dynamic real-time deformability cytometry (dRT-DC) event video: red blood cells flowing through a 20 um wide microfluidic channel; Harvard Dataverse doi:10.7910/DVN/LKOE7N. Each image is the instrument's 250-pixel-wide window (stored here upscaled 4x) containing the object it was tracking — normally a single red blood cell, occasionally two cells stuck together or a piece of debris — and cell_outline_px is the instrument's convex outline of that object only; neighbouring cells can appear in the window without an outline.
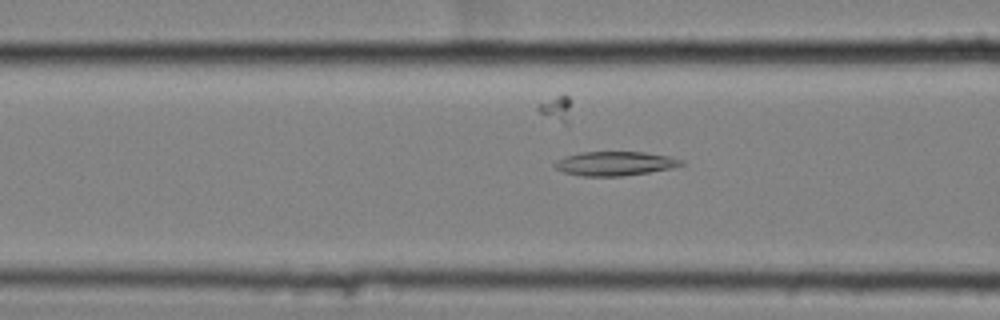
{"species": "common noctule bat (a hibernating species)", "species_latin": "Nyctalus noctula", "temperature_condition": "cold", "stored_images_in_passage": 45, "camera_frame_rate_fps": 3000, "um_per_image_px": 0.085, "animal": {"sex": "female", "body_mass_g": 25.1}, "frame": {"image": 1, "passage_image": 11, "time_ms": 3.333, "image_size_px": [1000, 320], "cell_outline_px": [[684, 164], [672, 168], [648, 172], [620, 176], [584, 176], [564, 172], [556, 168], [552, 164], [568, 156], [580, 152], [644, 152], [668, 156], [684, 160]], "centroid_in_image_um": [52.31, 13.9], "position_along_channel_um": 114.3, "area_um2": 17.51}}
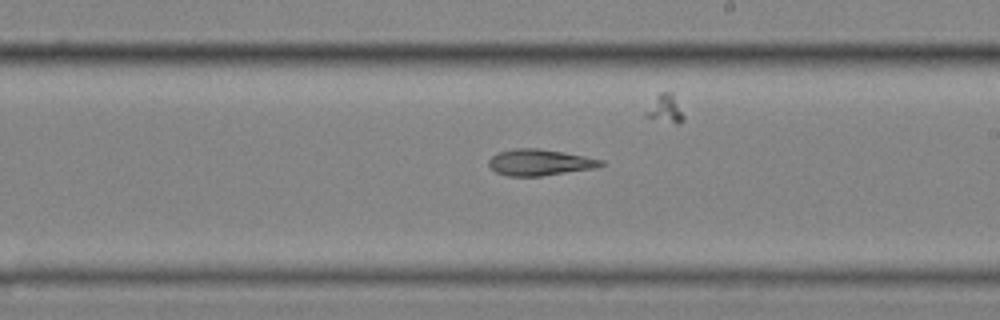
{"frame": {"image": 2, "passage_image": 22, "time_ms": 7.0, "image_size_px": [1000, 320], "cell_outline_px": [[604, 164], [596, 168], [540, 176], [508, 176], [496, 172], [488, 164], [488, 160], [492, 156], [500, 152], [512, 148], [536, 148], [584, 156], [604, 160]], "centroid_in_image_um": [45.87, 13.81], "position_along_channel_um": 243.1, "area_um2": 16.99}}
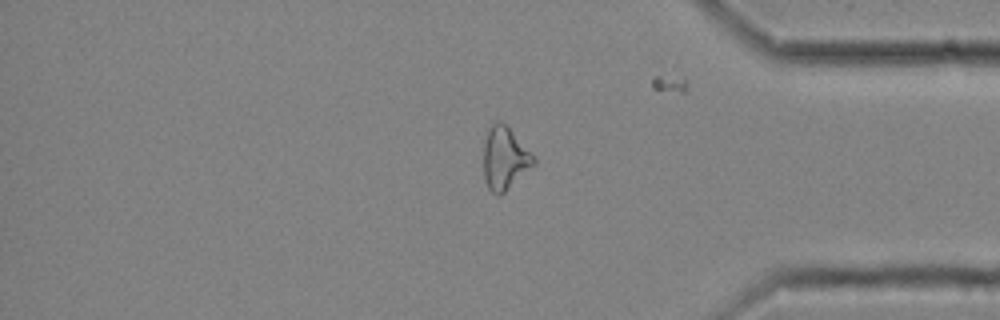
{"frame": {"image": 3, "passage_image": 36, "time_ms": 11.667, "image_size_px": [1000, 320], "cell_outline_px": [[536, 164], [500, 196], [496, 196], [488, 188], [484, 180], [484, 140], [488, 128], [496, 120], [500, 120], [536, 156]], "centroid_in_image_um": [42.91, 13.47], "position_along_channel_um": 392.3, "area_um2": 18.5}, "authors_computed_cell_mechanics": {"area_um2": 17.8602, "velocity_mm_per_s": 3.5147, "shape_relaxation_time_tau1_ms": null, "shape_relaxation_time_tau2_ms": 6.9529, "deformation_change_tau1": null, "deformation_change_tau2": 0.1677}}